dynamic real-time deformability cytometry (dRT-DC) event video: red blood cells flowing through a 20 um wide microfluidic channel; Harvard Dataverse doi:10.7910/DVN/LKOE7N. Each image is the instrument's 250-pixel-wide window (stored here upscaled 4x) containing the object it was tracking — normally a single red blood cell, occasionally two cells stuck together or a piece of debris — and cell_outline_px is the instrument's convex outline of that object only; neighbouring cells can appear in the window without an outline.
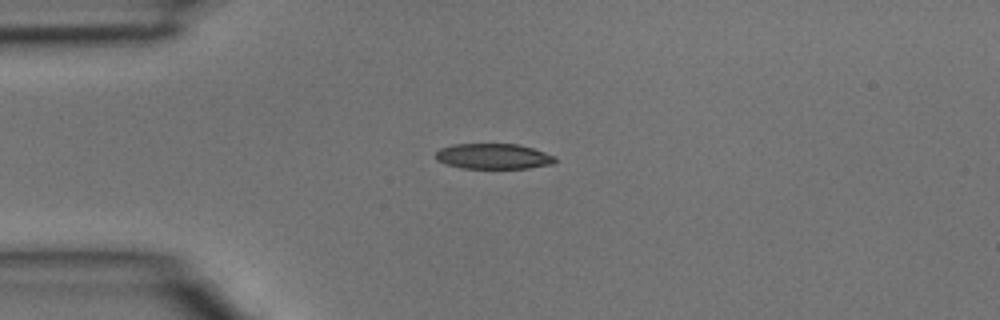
{"species": "common noctule bat (a hibernating species)", "species_latin": "Nyctalus noctula", "temperature_condition": "room temperature", "stored_images_in_passage": 4, "camera_frame_rate_fps": 3000, "um_per_image_px": 0.085, "animal": {"sex": "male", "body_mass_g": 15.6}, "frame": {"image": 1, "passage_image": 3, "time_ms": 0.667, "image_size_px": [1000, 320], "cell_outline_px": [[556, 160], [552, 164], [528, 168], [464, 168], [448, 164], [436, 160], [436, 152], [440, 148], [452, 144], [516, 144], [532, 148], [556, 156]], "centroid_in_image_um": [41.94, 13.28], "position_along_channel_um": 43.1, "area_um2": 17.57}}